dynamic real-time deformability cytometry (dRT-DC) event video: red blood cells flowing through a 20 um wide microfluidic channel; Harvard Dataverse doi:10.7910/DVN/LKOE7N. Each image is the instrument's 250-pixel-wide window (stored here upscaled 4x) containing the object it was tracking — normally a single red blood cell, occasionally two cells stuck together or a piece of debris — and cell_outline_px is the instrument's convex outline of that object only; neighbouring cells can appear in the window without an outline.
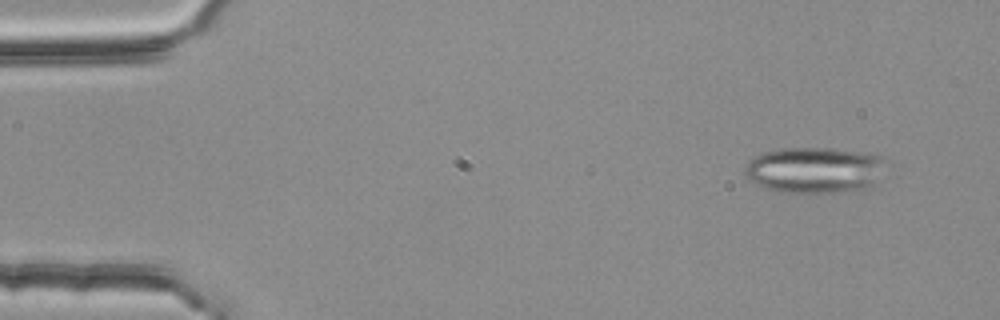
{"species": "common noctule bat (a hibernating species)", "species_latin": "Nyctalus noctula", "temperature_condition": "room temperature", "stored_images_in_passage": 3, "camera_frame_rate_fps": 3000, "um_per_image_px": 0.085, "animal": {"sex": "female", "body_mass_g": 25.1}, "frame": {"image": 1, "passage_image": 1, "time_ms": 0.0, "image_size_px": [1000, 320], "cell_outline_px": [[884, 160], [880, 180], [876, 188], [832, 192], [780, 192], [764, 188], [756, 184], [744, 176], [744, 168], [748, 160], [764, 152], [780, 148], [832, 148], [872, 152], [884, 156]], "centroid_in_image_um": [69.29, 14.45], "position_along_channel_um": 15.7, "area_um2": 38.67}}